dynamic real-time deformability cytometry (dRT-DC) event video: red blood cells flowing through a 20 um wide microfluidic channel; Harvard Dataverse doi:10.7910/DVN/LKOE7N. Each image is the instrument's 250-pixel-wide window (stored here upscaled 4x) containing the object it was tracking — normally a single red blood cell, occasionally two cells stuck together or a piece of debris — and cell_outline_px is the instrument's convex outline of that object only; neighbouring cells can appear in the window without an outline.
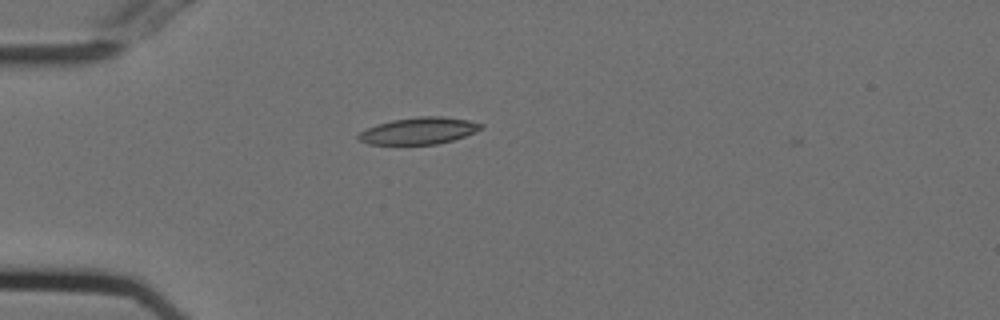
{"species": "Egyptian fruit bat (a non-hibernating species)", "species_latin": "Rousettus aegyptiacus", "temperature_condition": "cold", "stored_images_in_passage": 4, "camera_frame_rate_fps": 3000, "um_per_image_px": 0.085, "animal": {"sex": "female"}, "frame": {"image": 1, "passage_image": 2, "time_ms": 0.333, "image_size_px": [1000, 320], "cell_outline_px": [[484, 128], [476, 132], [452, 140], [436, 144], [368, 144], [360, 140], [356, 136], [360, 132], [368, 128], [392, 120], [420, 116], [444, 116], [468, 120], [484, 124]], "centroid_in_image_um": [35.65, 11.11], "position_along_channel_um": 49.3, "area_um2": 19.02}}